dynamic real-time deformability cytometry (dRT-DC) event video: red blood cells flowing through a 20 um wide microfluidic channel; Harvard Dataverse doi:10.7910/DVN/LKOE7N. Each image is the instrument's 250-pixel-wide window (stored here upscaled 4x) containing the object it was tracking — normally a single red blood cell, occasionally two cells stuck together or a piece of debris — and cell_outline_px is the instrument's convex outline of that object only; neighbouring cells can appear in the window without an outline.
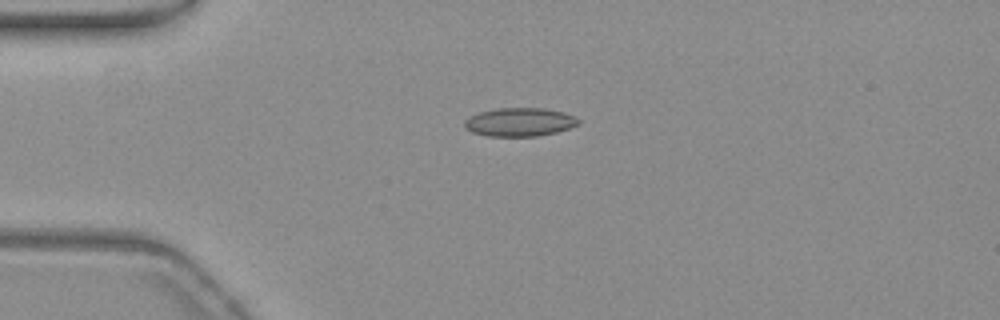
{"species": "common noctule bat (a hibernating species)", "species_latin": "Nyctalus noctula", "temperature_condition": "warm", "stored_images_in_passage": 43, "camera_frame_rate_fps": 3000, "um_per_image_px": 0.085, "animal": {"sex": "female", "body_mass_g": 19.3, "forearm_length_mm": 54.1}, "frame": {"image": 1, "passage_image": 1, "time_ms": 0.0, "image_size_px": [1000, 320], "cell_outline_px": [[580, 124], [556, 132], [536, 136], [488, 136], [472, 132], [464, 128], [464, 120], [468, 116], [480, 112], [496, 108], [544, 108], [564, 112], [576, 116], [580, 120]], "centroid_in_image_um": [44.16, 10.37], "position_along_channel_um": 40.8, "area_um2": 19.07}}
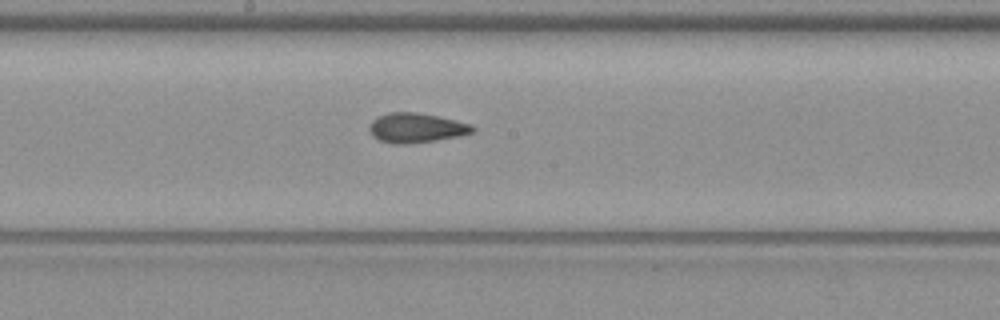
{"frame": {"image": 2, "passage_image": 17, "time_ms": 5.333, "image_size_px": [1000, 320], "cell_outline_px": [[476, 132], [460, 136], [436, 140], [408, 144], [392, 144], [380, 140], [372, 136], [368, 128], [372, 120], [388, 112], [416, 112], [456, 120], [472, 124], [476, 128]], "centroid_in_image_um": [35.4, 10.87], "position_along_channel_um": 212.8, "area_um2": 17.98}}
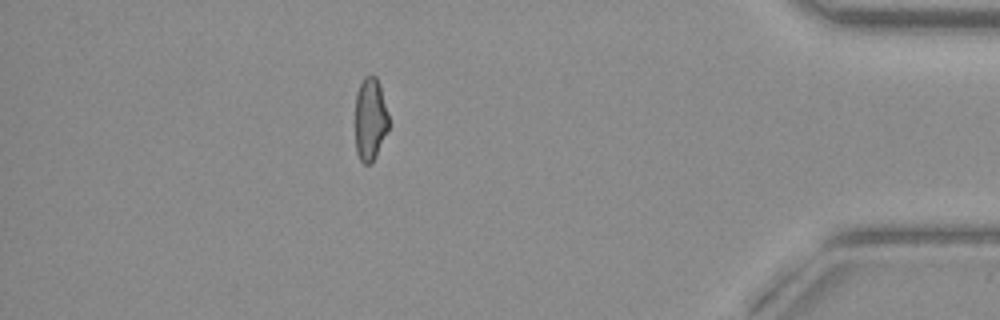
{"frame": {"image": 3, "passage_image": 36, "time_ms": 11.667, "image_size_px": [1000, 320], "cell_outline_px": [[388, 128], [376, 156], [372, 164], [364, 164], [360, 160], [356, 152], [356, 92], [364, 76], [376, 76], [380, 84], [388, 112]], "centroid_in_image_um": [31.47, 10.13], "position_along_channel_um": 403.7, "area_um2": 16.18}, "authors_computed_cell_mechanics": {"area_um2": 17.6868, "velocity_mm_per_s": 3.7467, "shape_relaxation_time_tau1_ms": null, "shape_relaxation_time_tau2_ms": 2.0961, "deformation_change_tau1": null, "deformation_change_tau2": 0.0837}}